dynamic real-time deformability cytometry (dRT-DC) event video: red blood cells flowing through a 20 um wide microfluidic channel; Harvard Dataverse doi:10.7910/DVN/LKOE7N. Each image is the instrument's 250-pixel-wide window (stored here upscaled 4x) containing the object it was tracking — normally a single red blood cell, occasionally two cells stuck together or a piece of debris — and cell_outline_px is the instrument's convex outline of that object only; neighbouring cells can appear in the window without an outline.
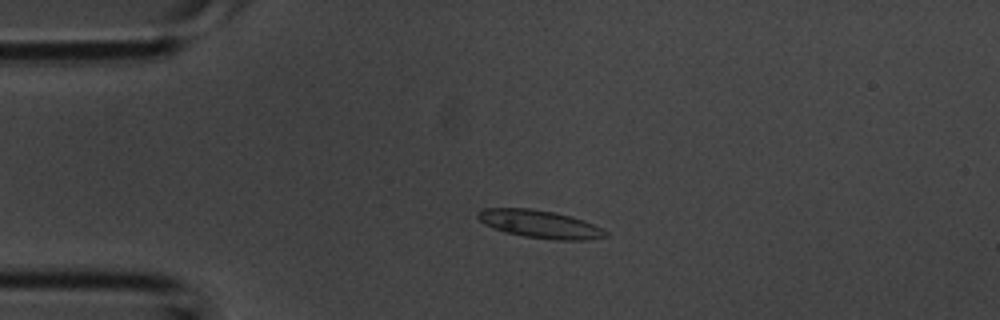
{"species": "common noctule bat (a hibernating species)", "species_latin": "Nyctalus noctula", "temperature_condition": "room temperature", "stored_images_in_passage": 37, "camera_frame_rate_fps": 3000, "um_per_image_px": 0.085, "animal": {"sex": "male", "body_mass_g": 20.1, "forearm_length_mm": 53.5}, "frame": {"image": 1, "passage_image": 5, "time_ms": 1.333, "image_size_px": [1000, 320], "cell_outline_px": [[608, 236], [588, 240], [556, 240], [524, 236], [504, 232], [492, 228], [484, 224], [476, 216], [476, 212], [484, 208], [528, 208], [556, 212], [572, 216], [584, 220], [608, 232]], "centroid_in_image_um": [45.87, 19.04], "position_along_channel_um": 39.1, "area_um2": 20.87}}
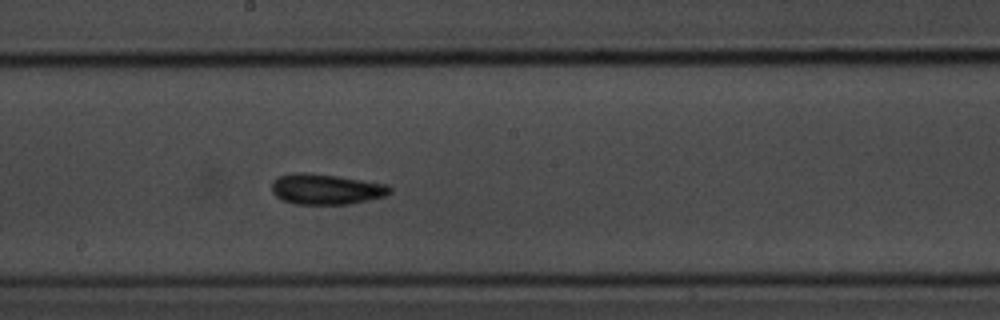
{"frame": {"image": 2, "passage_image": 18, "time_ms": 5.667, "image_size_px": [1000, 320], "cell_outline_px": [[392, 192], [384, 196], [352, 204], [292, 204], [280, 200], [272, 192], [272, 180], [280, 176], [296, 172], [304, 172], [340, 176], [384, 184], [392, 188]], "centroid_in_image_um": [27.68, 16.08], "position_along_channel_um": 220.5, "area_um2": 21.15}}
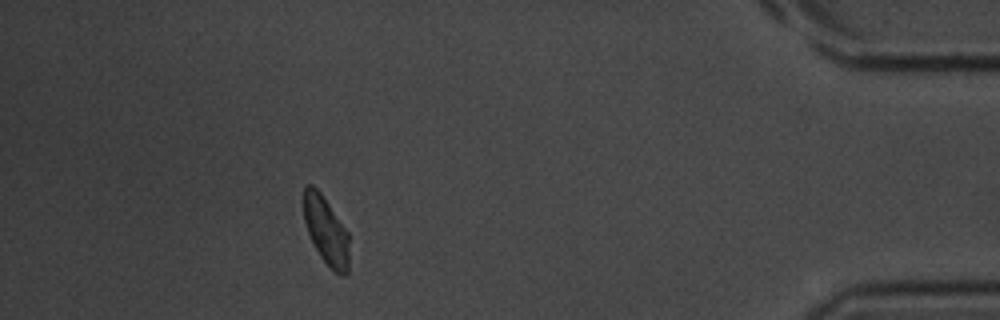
{"frame": {"image": 3, "passage_image": 33, "time_ms": 10.667, "image_size_px": [1000, 320], "cell_outline_px": [[348, 272], [344, 276], [340, 276], [332, 272], [320, 256], [308, 232], [304, 220], [304, 188], [308, 184], [312, 184], [320, 192], [348, 232]], "centroid_in_image_um": [27.72, 19.65], "position_along_channel_um": 407.5, "area_um2": 17.86}}